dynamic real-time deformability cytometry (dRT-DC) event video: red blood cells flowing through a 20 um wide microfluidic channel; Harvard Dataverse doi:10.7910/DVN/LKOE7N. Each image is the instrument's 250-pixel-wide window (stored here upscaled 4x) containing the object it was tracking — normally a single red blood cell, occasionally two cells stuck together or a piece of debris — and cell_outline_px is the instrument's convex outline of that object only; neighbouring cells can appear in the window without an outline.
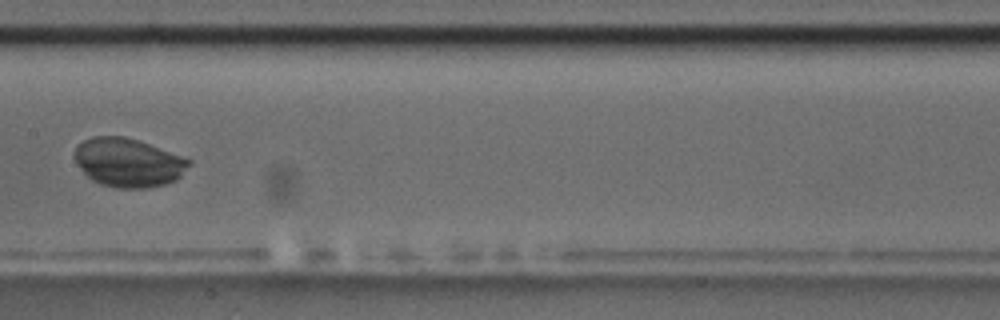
{"species": "common noctule bat (a hibernating species)", "species_latin": "Nyctalus noctula", "temperature_condition": "room temperature", "stored_images_in_passage": 4, "camera_frame_rate_fps": 3000, "um_per_image_px": 0.085, "animal": {"sex": "male", "body_mass_g": 17.5, "forearm_length_mm": 52.3}, "frame": {"image": 1, "passage_image": 4, "time_ms": 1.0, "image_size_px": [1000, 320], "cell_outline_px": [[192, 164], [176, 180], [164, 184], [148, 188], [116, 188], [100, 184], [92, 180], [80, 168], [76, 160], [76, 148], [84, 140], [92, 136], [124, 136], [148, 144], [192, 160]], "centroid_in_image_um": [10.92, 13.83], "position_along_channel_um": 196.5, "area_um2": 32.14}}